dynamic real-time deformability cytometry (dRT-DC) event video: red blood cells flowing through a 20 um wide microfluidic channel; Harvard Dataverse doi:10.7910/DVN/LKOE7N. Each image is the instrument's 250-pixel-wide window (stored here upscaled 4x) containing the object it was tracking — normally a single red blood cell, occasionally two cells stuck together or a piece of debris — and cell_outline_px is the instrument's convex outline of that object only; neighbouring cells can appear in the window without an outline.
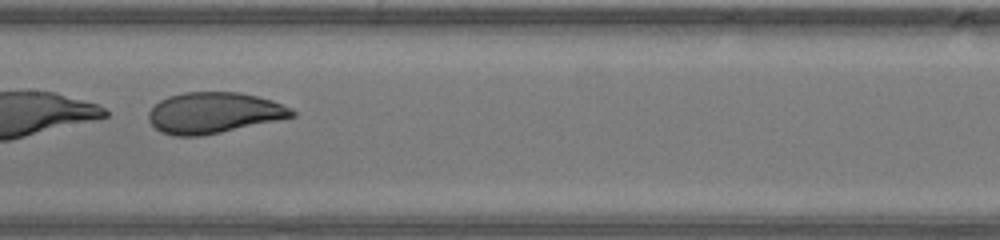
{"species": "human", "species_latin": "Homo sapiens", "temperature_condition": "warm", "stored_images_in_passage": 44, "segment_of_instrument_passage": [2, 2], "camera_frame_rate_fps": 3000, "um_per_image_px": 0.085, "donor": {"sex": "male"}, "frame": {"image": 1, "passage_image": 22, "time_ms": 7.0, "image_size_px": [1000, 240], "cell_outline_px": [[296, 116], [280, 120], [200, 136], [172, 136], [160, 132], [148, 120], [148, 112], [160, 100], [168, 96], [184, 92], [240, 92], [272, 100], [292, 108], [296, 112]], "centroid_in_image_um": [18.18, 9.59], "position_along_channel_um": 189.2, "area_um2": 34.33}}
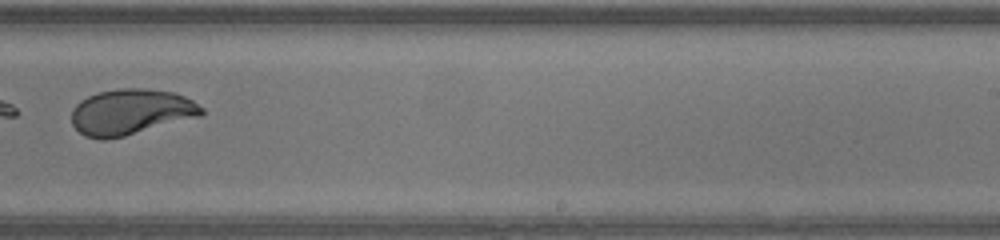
{"frame": {"image": 2, "passage_image": 28, "time_ms": 9.0, "image_size_px": [1000, 240], "cell_outline_px": [[204, 116], [124, 136], [104, 140], [84, 136], [72, 124], [72, 108], [80, 100], [96, 92], [120, 88], [144, 88], [176, 92], [192, 100], [204, 108]], "centroid_in_image_um": [11.15, 9.51], "position_along_channel_um": 277.8, "area_um2": 35.08}}